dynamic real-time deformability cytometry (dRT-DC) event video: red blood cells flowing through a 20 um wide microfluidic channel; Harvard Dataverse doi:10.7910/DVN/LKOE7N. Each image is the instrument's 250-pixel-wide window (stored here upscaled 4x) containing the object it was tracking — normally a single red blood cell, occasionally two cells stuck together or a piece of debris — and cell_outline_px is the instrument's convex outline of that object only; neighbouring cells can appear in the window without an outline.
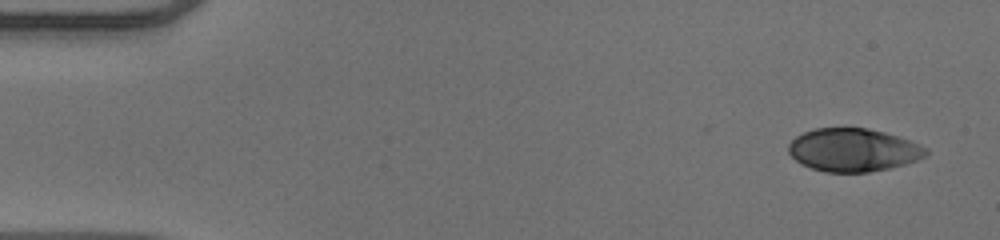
{"species": "human", "species_latin": "Homo sapiens", "temperature_condition": "warm", "stored_images_in_passage": 49, "camera_frame_rate_fps": 3000, "um_per_image_px": 0.085, "donor": {"sex": "male"}, "frame": {"image": 1, "passage_image": 1, "time_ms": 0.0, "image_size_px": [1000, 240], "cell_outline_px": [[928, 152], [924, 156], [916, 160], [904, 164], [888, 168], [868, 172], [824, 172], [800, 164], [788, 152], [788, 144], [796, 136], [804, 132], [816, 128], [868, 128], [884, 132], [908, 140], [928, 148]], "centroid_in_image_um": [72.49, 12.75], "position_along_channel_um": 12.5, "area_um2": 34.28}}
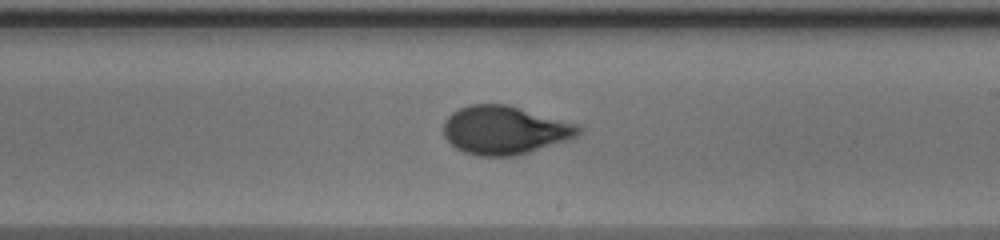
{"frame": {"image": 2, "passage_image": 28, "time_ms": 9.0, "image_size_px": [1000, 240], "cell_outline_px": [[584, 128], [576, 136], [568, 140], [516, 156], [476, 156], [464, 152], [456, 148], [444, 136], [444, 120], [452, 112], [468, 104], [508, 104], [580, 124]], "centroid_in_image_um": [42.92, 11.05], "position_along_channel_um": 246.1, "area_um2": 38.44}}
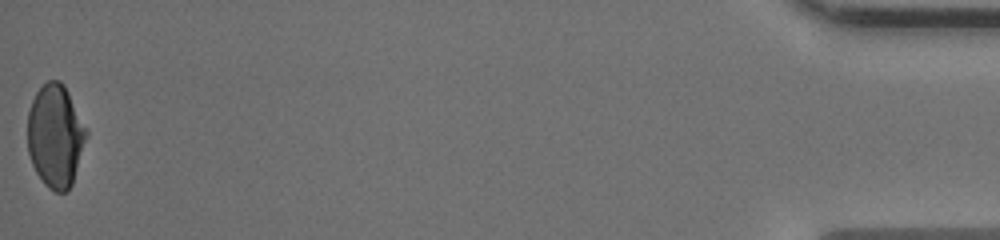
{"frame": {"image": 3, "passage_image": 49, "time_ms": 16.0, "image_size_px": [1000, 240], "cell_outline_px": [[88, 136], [72, 184], [64, 192], [56, 192], [48, 188], [44, 184], [36, 172], [32, 164], [28, 152], [28, 112], [32, 100], [36, 92], [48, 80], [60, 80], [64, 84], [88, 132]], "centroid_in_image_um": [4.71, 11.56], "position_along_channel_um": 430.5, "area_um2": 35.2}, "authors_computed_cell_mechanics": {"area_um2": 36.8764, "velocity_mm_per_s": 4.0278, "shape_relaxation_time_tau1_ms": 8.8682, "shape_relaxation_time_tau2_ms": null, "deformation_change_tau1": 0.2481, "deformation_change_tau2": null}}